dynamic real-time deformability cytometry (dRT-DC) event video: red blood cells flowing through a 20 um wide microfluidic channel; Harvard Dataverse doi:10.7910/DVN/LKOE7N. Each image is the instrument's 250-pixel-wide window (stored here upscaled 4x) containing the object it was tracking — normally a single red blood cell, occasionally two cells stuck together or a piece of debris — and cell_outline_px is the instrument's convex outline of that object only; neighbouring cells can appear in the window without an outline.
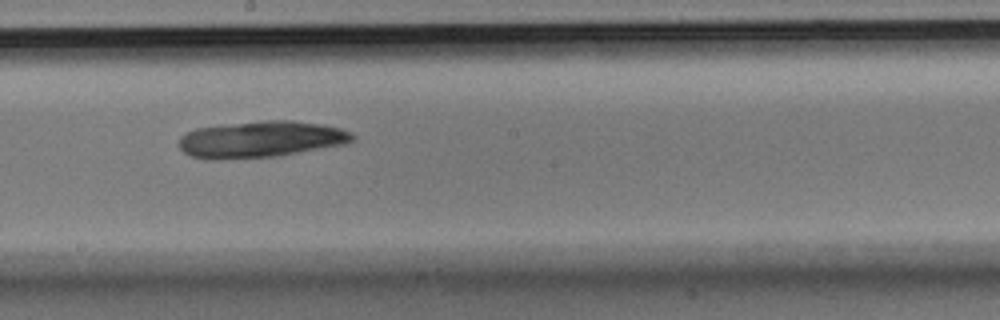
{"species": "Egyptian fruit bat (a non-hibernating species)", "species_latin": "Rousettus aegyptiacus", "temperature_condition": "room temperature", "stored_images_in_passage": 10, "camera_frame_rate_fps": 3000, "um_per_image_px": 0.085, "animal": {"sex": "male"}, "frame": {"image": 1, "passage_image": 5, "time_ms": 1.333, "image_size_px": [1000, 320], "cell_outline_px": [[356, 136], [352, 140], [344, 144], [276, 156], [216, 160], [208, 160], [192, 156], [184, 152], [180, 148], [180, 136], [184, 132], [196, 128], [268, 120], [292, 120], [324, 124], [340, 128]], "centroid_in_image_um": [22.14, 11.84], "position_along_channel_um": 226.1, "area_um2": 36.65}}
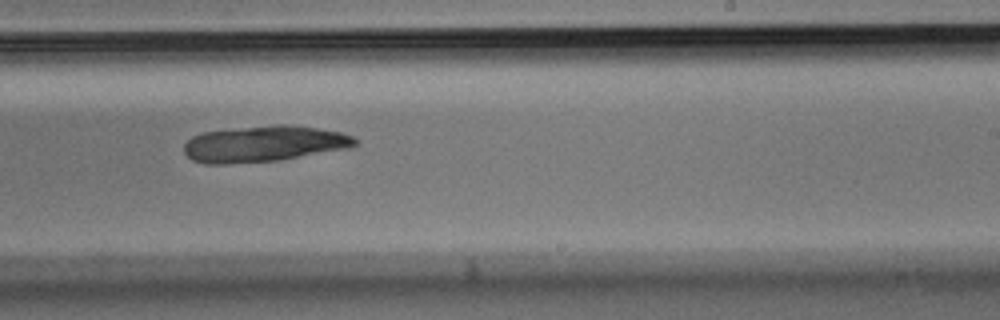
{"frame": {"image": 2, "passage_image": 6, "time_ms": 1.667, "image_size_px": [1000, 320], "cell_outline_px": [[360, 140], [352, 148], [280, 160], [228, 164], [204, 164], [192, 160], [184, 152], [184, 144], [192, 136], [204, 132], [280, 124], [284, 124], [316, 128], [340, 132], [352, 136]], "centroid_in_image_um": [22.47, 12.24], "position_along_channel_um": 266.5, "area_um2": 35.95}}
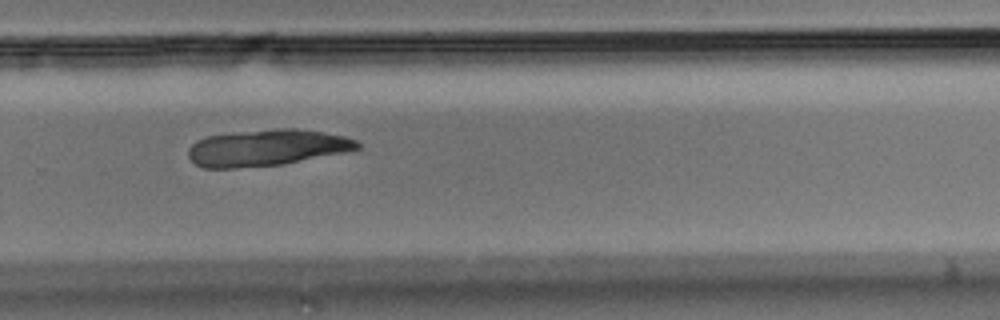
{"frame": {"image": 3, "passage_image": 7, "time_ms": 2.0, "image_size_px": [1000, 320], "cell_outline_px": [[360, 148], [344, 152], [284, 164], [236, 168], [204, 168], [196, 164], [188, 156], [188, 148], [196, 140], [208, 136], [240, 132], [276, 128], [296, 128], [344, 136], [356, 140], [360, 144]], "centroid_in_image_um": [22.66, 12.56], "position_along_channel_um": 307.1, "area_um2": 35.66}}